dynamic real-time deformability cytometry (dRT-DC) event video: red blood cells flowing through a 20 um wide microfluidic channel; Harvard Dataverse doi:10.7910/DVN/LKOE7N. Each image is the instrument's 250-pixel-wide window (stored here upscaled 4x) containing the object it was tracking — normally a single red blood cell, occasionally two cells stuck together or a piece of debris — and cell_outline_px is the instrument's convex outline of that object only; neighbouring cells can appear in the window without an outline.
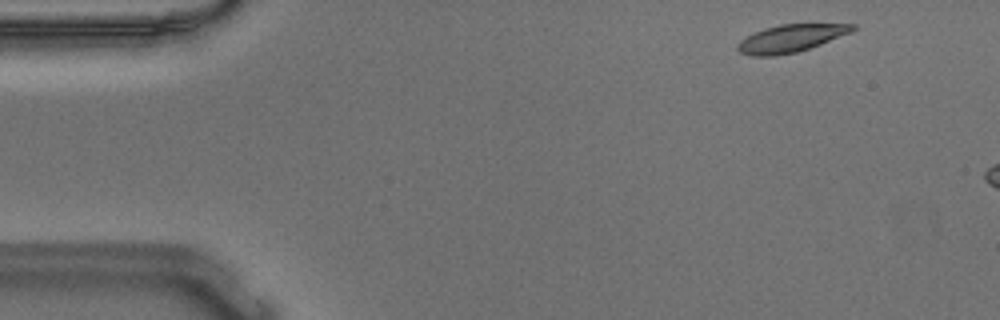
{"species": "Egyptian fruit bat (a non-hibernating species)", "species_latin": "Rousettus aegyptiacus", "temperature_condition": "warm", "stored_images_in_passage": 8, "camera_frame_rate_fps": 3000, "um_per_image_px": 0.085, "animal": {"sex": "male"}, "frame": {"image": 1, "passage_image": 2, "time_ms": 0.333, "image_size_px": [1000, 320], "cell_outline_px": [[856, 28], [852, 32], [820, 44], [796, 52], [776, 56], [752, 56], [740, 52], [736, 48], [736, 44], [740, 40], [752, 32], [764, 28], [780, 24], [856, 24]], "centroid_in_image_um": [67.17, 3.26], "position_along_channel_um": 17.8, "area_um2": 18.5}}